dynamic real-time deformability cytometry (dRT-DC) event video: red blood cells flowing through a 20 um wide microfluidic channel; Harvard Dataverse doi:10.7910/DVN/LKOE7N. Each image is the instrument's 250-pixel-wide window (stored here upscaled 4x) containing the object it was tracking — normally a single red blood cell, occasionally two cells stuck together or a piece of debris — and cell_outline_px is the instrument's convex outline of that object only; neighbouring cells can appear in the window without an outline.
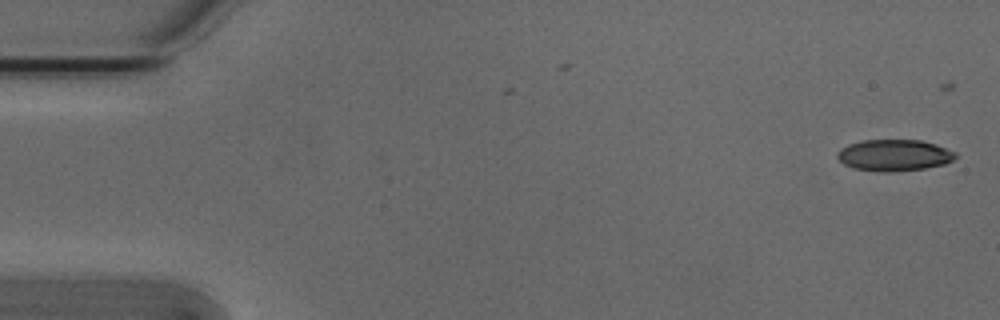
{"species": "Egyptian fruit bat (a non-hibernating species)", "species_latin": "Rousettus aegyptiacus", "temperature_condition": "cold", "stored_images_in_passage": 4, "camera_frame_rate_fps": 3000, "um_per_image_px": 0.085, "animal": {"sex": "male"}, "frame": {"image": 1, "passage_image": 1, "time_ms": 0.0, "image_size_px": [1000, 320], "cell_outline_px": [[956, 156], [952, 160], [944, 164], [924, 168], [888, 172], [884, 172], [852, 168], [844, 164], [836, 156], [840, 148], [848, 144], [860, 140], [920, 140], [936, 144], [956, 152]], "centroid_in_image_um": [75.98, 13.18], "position_along_channel_um": 9.0, "area_um2": 21.62}}
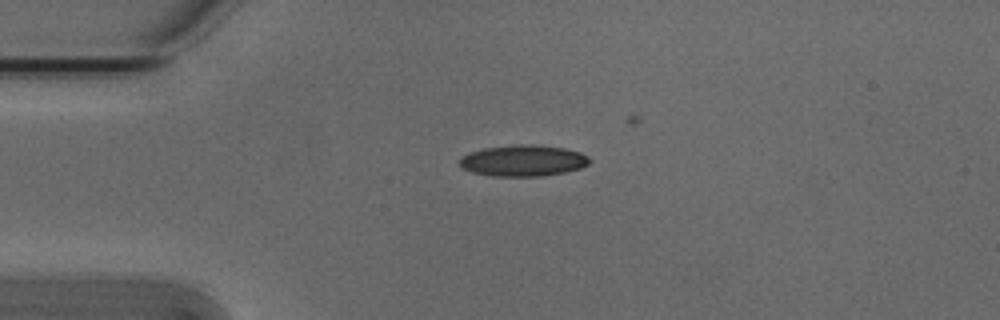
{"frame": {"image": 2, "passage_image": 4, "time_ms": 1.0, "image_size_px": [1000, 320], "cell_outline_px": [[592, 160], [588, 164], [580, 168], [564, 172], [544, 176], [492, 176], [472, 172], [460, 168], [460, 156], [468, 152], [484, 148], [512, 144], [532, 144], [564, 148], [580, 152], [588, 156]], "centroid_in_image_um": [44.44, 13.65], "position_along_channel_um": 40.6, "area_um2": 23.93}}